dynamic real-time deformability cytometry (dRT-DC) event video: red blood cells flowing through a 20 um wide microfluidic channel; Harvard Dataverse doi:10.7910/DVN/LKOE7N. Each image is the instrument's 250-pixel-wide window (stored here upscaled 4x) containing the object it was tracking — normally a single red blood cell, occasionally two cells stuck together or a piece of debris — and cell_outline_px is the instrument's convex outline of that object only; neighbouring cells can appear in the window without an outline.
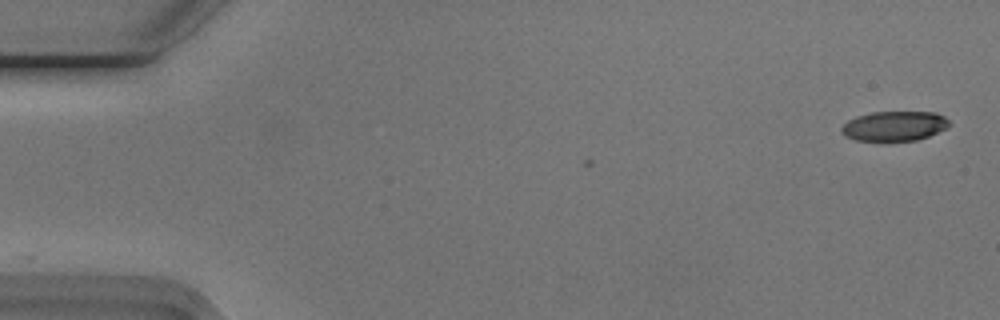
{"species": "Egyptian fruit bat (a non-hibernating species)", "species_latin": "Rousettus aegyptiacus", "temperature_condition": "cold", "stored_images_in_passage": 6, "camera_frame_rate_fps": 3000, "um_per_image_px": 0.085, "animal": {"sex": "male"}, "frame": {"image": 1, "passage_image": 1, "time_ms": 0.0, "image_size_px": [1000, 320], "cell_outline_px": [[948, 124], [944, 128], [928, 136], [916, 140], [856, 140], [844, 136], [840, 132], [840, 128], [848, 120], [856, 116], [872, 112], [936, 112], [944, 116], [948, 120]], "centroid_in_image_um": [75.96, 10.7], "position_along_channel_um": 9.0, "area_um2": 18.44}}